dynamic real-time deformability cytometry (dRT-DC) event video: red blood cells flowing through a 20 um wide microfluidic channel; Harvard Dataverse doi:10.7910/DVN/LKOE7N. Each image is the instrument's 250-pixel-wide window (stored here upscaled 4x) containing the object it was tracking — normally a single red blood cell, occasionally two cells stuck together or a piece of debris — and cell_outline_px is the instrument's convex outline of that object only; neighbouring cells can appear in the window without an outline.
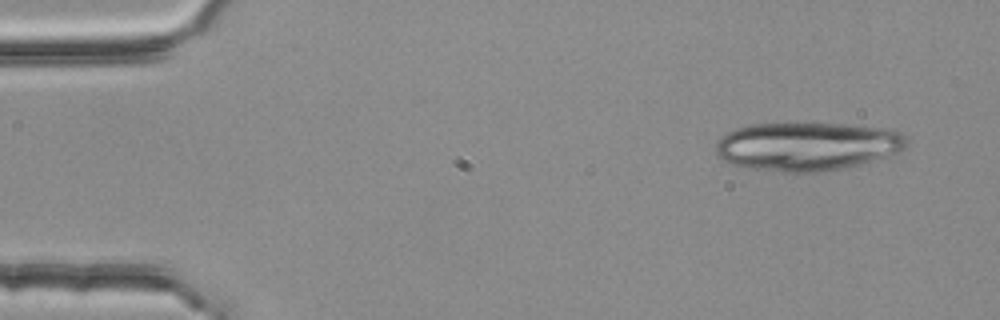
{"species": "common noctule bat (a hibernating species)", "species_latin": "Nyctalus noctula", "temperature_condition": "room temperature", "stored_images_in_passage": 4, "camera_frame_rate_fps": 3000, "um_per_image_px": 0.085, "animal": {"sex": "female", "body_mass_g": 25.1}, "frame": {"image": 1, "passage_image": 1, "time_ms": 0.0, "image_size_px": [1000, 320], "cell_outline_px": [[908, 144], [904, 148], [888, 156], [860, 164], [844, 168], [824, 172], [780, 172], [748, 168], [732, 164], [716, 156], [716, 140], [720, 136], [736, 128], [752, 124], [840, 124], [888, 128], [904, 136], [908, 140]], "centroid_in_image_um": [68.57, 12.45], "position_along_channel_um": 16.4, "area_um2": 53.99}}
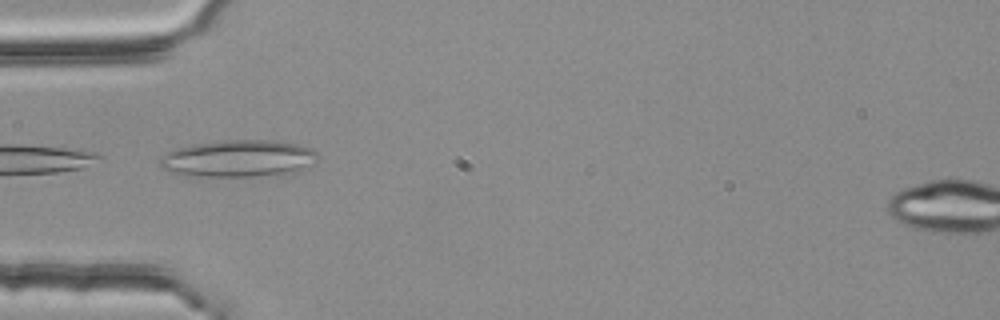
{"frame": {"image": 2, "passage_image": 4, "time_ms": 1.0, "image_size_px": [1000, 320], "cell_outline_px": [[320, 156], [312, 164], [296, 172], [252, 176], [180, 176], [160, 168], [160, 156], [176, 148], [196, 144], [228, 140], [276, 140], [296, 144], [312, 148]], "centroid_in_image_um": [20.24, 13.48], "position_along_channel_um": 64.8, "area_um2": 34.16}}